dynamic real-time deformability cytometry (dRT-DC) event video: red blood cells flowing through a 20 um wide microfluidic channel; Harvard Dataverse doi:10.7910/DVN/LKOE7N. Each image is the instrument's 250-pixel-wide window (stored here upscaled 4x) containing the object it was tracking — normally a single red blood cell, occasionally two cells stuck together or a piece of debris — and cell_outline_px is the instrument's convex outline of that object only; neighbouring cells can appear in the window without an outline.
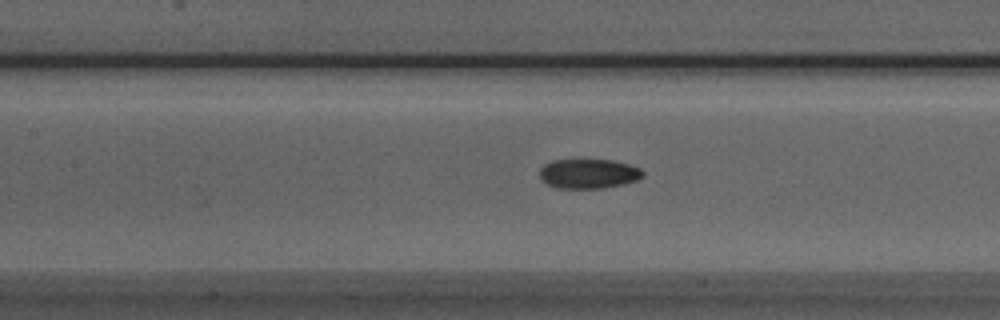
{"species": "Egyptian fruit bat (a non-hibernating species)", "species_latin": "Rousettus aegyptiacus", "temperature_condition": "room temperature", "stored_images_in_passage": 36, "camera_frame_rate_fps": 3000, "um_per_image_px": 0.085, "animal": {"sex": "male"}, "frame": {"image": 1, "passage_image": 7, "time_ms": 2.0, "image_size_px": [1000, 320], "cell_outline_px": [[644, 176], [636, 180], [624, 184], [604, 188], [556, 188], [540, 180], [540, 168], [544, 164], [552, 160], [612, 160], [628, 164], [640, 168], [644, 172]], "centroid_in_image_um": [50.02, 14.77], "position_along_channel_um": 157.4, "area_um2": 17.86}}
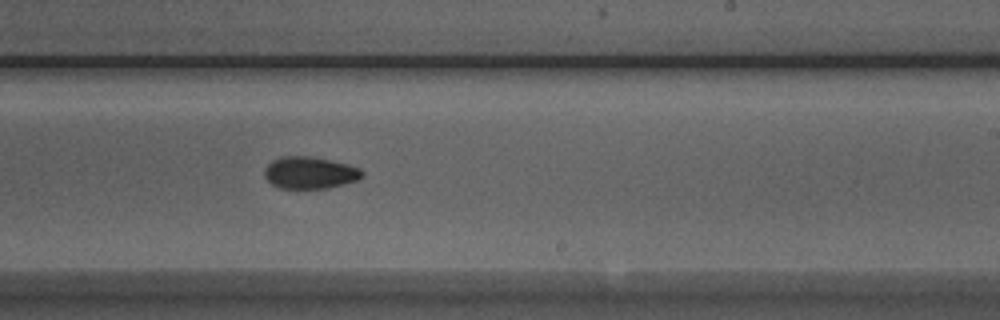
{"frame": {"image": 2, "passage_image": 15, "time_ms": 4.667, "image_size_px": [1000, 320], "cell_outline_px": [[364, 176], [360, 180], [328, 188], [280, 188], [272, 184], [264, 176], [264, 168], [272, 160], [280, 156], [312, 156], [332, 160], [348, 164], [360, 168], [364, 172]], "centroid_in_image_um": [26.36, 14.67], "position_along_channel_um": 262.6, "area_um2": 18.5}}
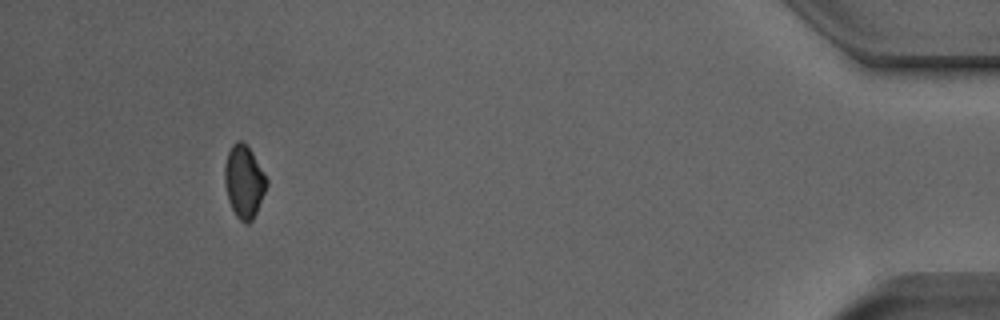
{"frame": {"image": 3, "passage_image": 32, "time_ms": 10.333, "image_size_px": [1000, 320], "cell_outline_px": [[268, 184], [256, 212], [252, 220], [248, 224], [244, 224], [236, 216], [228, 200], [224, 184], [224, 168], [228, 152], [232, 144], [236, 140], [240, 140], [252, 152], [268, 180]], "centroid_in_image_um": [20.73, 15.45], "position_along_channel_um": 414.5, "area_um2": 17.69}}